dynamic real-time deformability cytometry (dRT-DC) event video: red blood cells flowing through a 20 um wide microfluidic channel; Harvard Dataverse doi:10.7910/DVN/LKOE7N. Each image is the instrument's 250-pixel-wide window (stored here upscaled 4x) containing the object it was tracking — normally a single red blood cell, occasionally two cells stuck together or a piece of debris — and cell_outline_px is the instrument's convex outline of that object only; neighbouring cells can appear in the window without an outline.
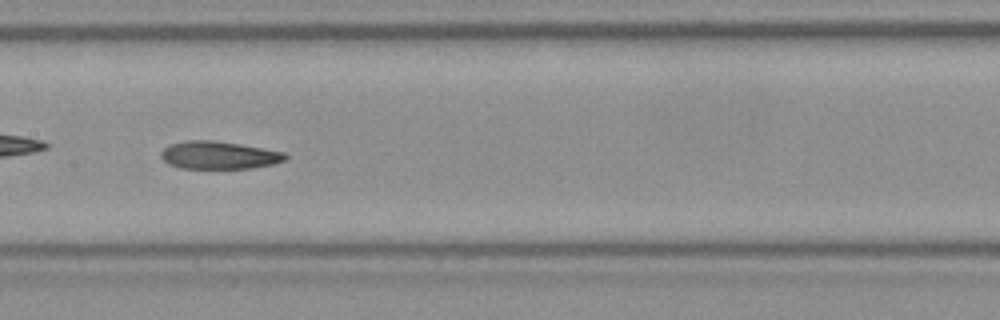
{"species": "Egyptian fruit bat (a non-hibernating species)", "species_latin": "Rousettus aegyptiacus", "temperature_condition": "room temperature", "stored_images_in_passage": 37, "camera_frame_rate_fps": 3000, "um_per_image_px": 0.085, "frame": {"image": 1, "passage_image": 11, "time_ms": 3.333, "image_size_px": [1000, 320], "cell_outline_px": [[288, 156], [284, 160], [272, 164], [252, 168], [180, 168], [168, 164], [160, 156], [160, 152], [168, 144], [188, 140], [212, 140], [240, 144], [284, 152]], "centroid_in_image_um": [18.56, 13.18], "position_along_channel_um": 188.8, "area_um2": 20.06}, "authors_computed_cell_mechanics": {"area_um2": 20.808, "velocity_mm_per_s": 3.8675, "shape_relaxation_time_tau1_ms": null, "shape_relaxation_time_tau2_ms": 3.7373, "deformation_change_tau1": null, "deformation_change_tau2": 0.1052}}